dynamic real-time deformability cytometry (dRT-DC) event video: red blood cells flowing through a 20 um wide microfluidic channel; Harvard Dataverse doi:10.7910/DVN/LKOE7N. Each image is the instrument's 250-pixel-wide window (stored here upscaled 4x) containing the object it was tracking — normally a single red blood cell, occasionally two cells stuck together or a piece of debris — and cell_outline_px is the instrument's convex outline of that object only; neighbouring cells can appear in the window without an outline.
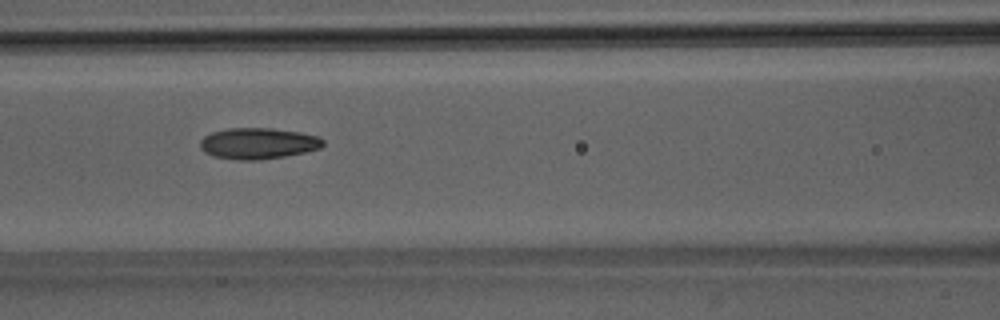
{"species": "Egyptian fruit bat (a non-hibernating species)", "species_latin": "Rousettus aegyptiacus", "temperature_condition": "room temperature", "stored_images_in_passage": 38, "camera_frame_rate_fps": 3000, "um_per_image_px": 0.085, "animal": {"sex": "male"}, "frame": {"image": 1, "passage_image": 10, "time_ms": 3.0, "image_size_px": [1000, 320], "cell_outline_px": [[324, 144], [320, 148], [304, 152], [284, 156], [256, 160], [240, 160], [212, 156], [204, 152], [200, 148], [200, 140], [204, 136], [212, 132], [228, 128], [272, 128], [300, 132], [320, 136], [324, 140]], "centroid_in_image_um": [21.93, 12.18], "position_along_channel_um": 144.7, "area_um2": 22.37}}
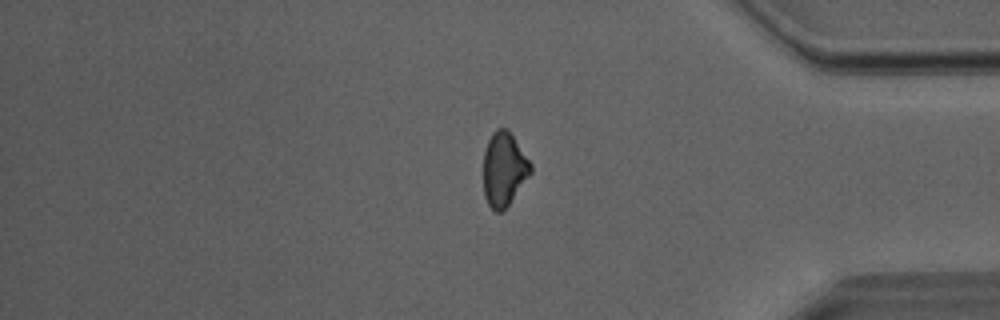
{"frame": {"image": 2, "passage_image": 30, "time_ms": 9.667, "image_size_px": [1000, 320], "cell_outline_px": [[532, 172], [508, 204], [500, 212], [496, 212], [488, 204], [484, 196], [484, 152], [488, 140], [492, 132], [496, 128], [508, 128], [532, 164]], "centroid_in_image_um": [42.84, 14.34], "position_along_channel_um": 392.4, "area_um2": 20.23}}
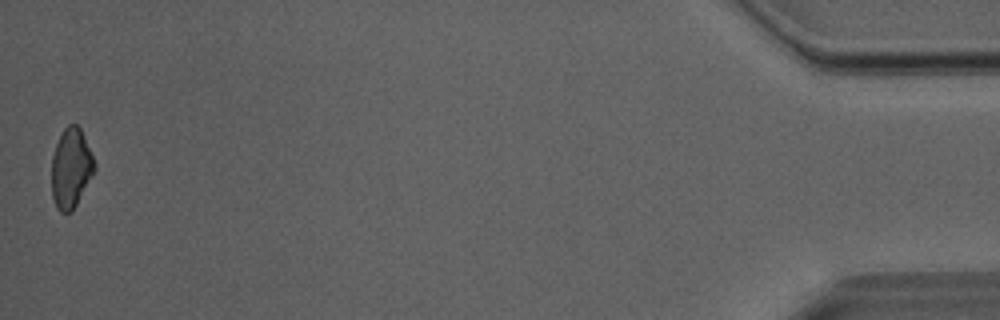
{"frame": {"image": 3, "passage_image": 38, "time_ms": 12.333, "image_size_px": [1000, 320], "cell_outline_px": [[96, 168], [92, 176], [72, 212], [60, 212], [56, 208], [52, 196], [52, 156], [56, 144], [64, 128], [68, 124], [76, 124], [80, 128], [96, 164]], "centroid_in_image_um": [6.03, 14.31], "position_along_channel_um": 429.2, "area_um2": 19.77}, "authors_computed_cell_mechanics": {"area_um2": 21.0103, "velocity_mm_per_s": 4.0657, "shape_relaxation_time_tau1_ms": null, "shape_relaxation_time_tau2_ms": 3.4216, "deformation_change_tau1": null, "deformation_change_tau2": 0.1087}}